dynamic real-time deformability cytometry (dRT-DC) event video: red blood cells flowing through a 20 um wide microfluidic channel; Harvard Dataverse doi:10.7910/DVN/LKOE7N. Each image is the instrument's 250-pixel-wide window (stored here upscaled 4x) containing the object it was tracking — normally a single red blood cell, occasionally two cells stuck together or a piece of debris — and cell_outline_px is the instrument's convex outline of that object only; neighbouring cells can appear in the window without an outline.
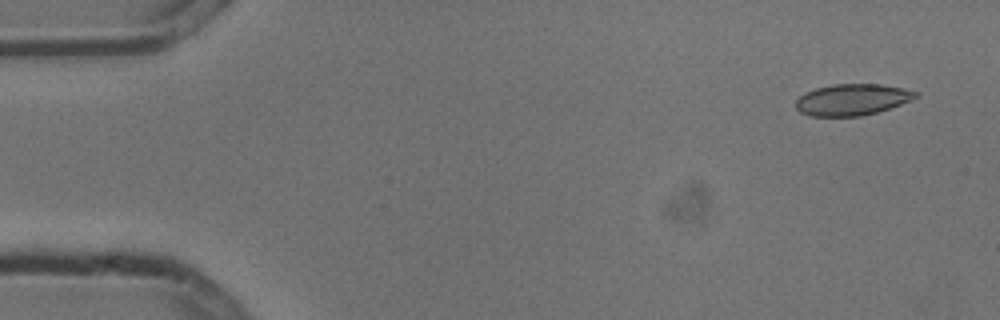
{"species": "common noctule bat (a hibernating species)", "species_latin": "Nyctalus noctula", "temperature_condition": "cold", "stored_images_in_passage": 8, "camera_frame_rate_fps": 3000, "um_per_image_px": 0.085, "animal": {"sex": "male", "body_mass_g": 13.3}, "frame": {"image": 1, "passage_image": 1, "time_ms": 0.0, "image_size_px": [1000, 320], "cell_outline_px": [[920, 96], [900, 104], [876, 112], [860, 116], [812, 116], [800, 112], [796, 108], [796, 100], [804, 92], [816, 88], [832, 84], [880, 84], [904, 88], [916, 92]], "centroid_in_image_um": [72.41, 8.46], "position_along_channel_um": 12.6, "area_um2": 21.79}}
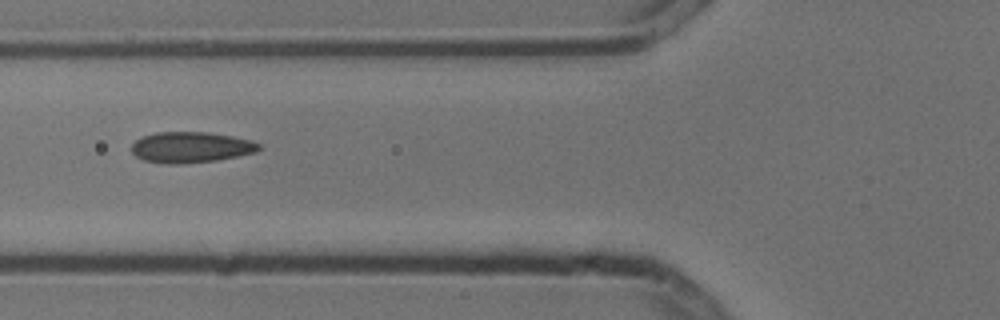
{"frame": {"image": 2, "passage_image": 5, "time_ms": 1.333, "image_size_px": [1000, 320], "cell_outline_px": [[260, 148], [256, 152], [216, 160], [180, 164], [168, 164], [144, 160], [136, 156], [132, 152], [132, 144], [136, 140], [144, 136], [156, 132], [208, 132], [232, 136], [252, 140], [260, 144]], "centroid_in_image_um": [16.23, 12.51], "position_along_channel_um": 109.6, "area_um2": 22.77}}
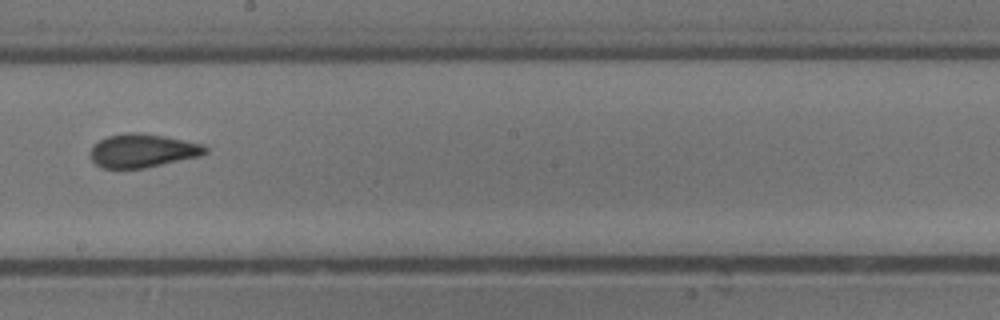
{"frame": {"image": 3, "passage_image": 8, "time_ms": 2.333, "image_size_px": [1000, 320], "cell_outline_px": [[208, 152], [200, 156], [144, 168], [100, 168], [92, 160], [92, 144], [108, 136], [128, 132], [140, 132], [164, 136], [204, 144], [208, 148]], "centroid_in_image_um": [12.14, 12.8], "position_along_channel_um": 236.1, "area_um2": 22.43}}